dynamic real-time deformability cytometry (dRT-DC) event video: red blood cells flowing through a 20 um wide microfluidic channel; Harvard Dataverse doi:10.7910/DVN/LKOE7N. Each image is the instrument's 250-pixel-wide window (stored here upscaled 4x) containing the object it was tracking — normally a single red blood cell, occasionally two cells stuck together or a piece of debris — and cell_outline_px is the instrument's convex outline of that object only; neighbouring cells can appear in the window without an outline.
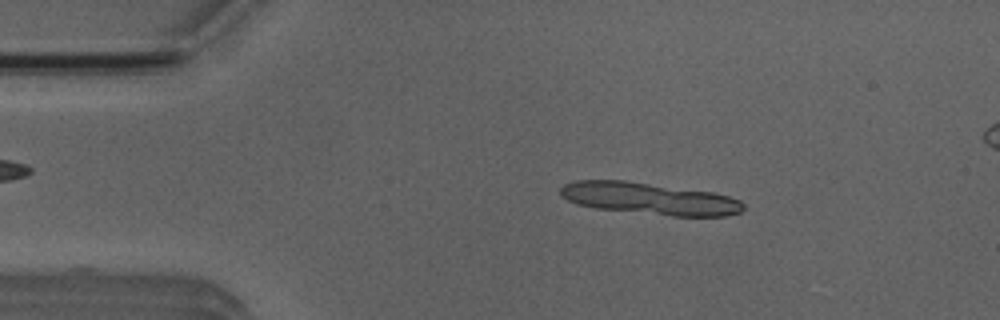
{"species": "Egyptian fruit bat (a non-hibernating species)", "species_latin": "Rousettus aegyptiacus", "temperature_condition": "room temperature", "stored_images_in_passage": 6, "camera_frame_rate_fps": 3000, "um_per_image_px": 0.085, "animal": {"sex": "male"}, "frame": {"image": 1, "passage_image": 2, "time_ms": 0.333, "image_size_px": [1000, 320], "cell_outline_px": [[744, 208], [740, 212], [724, 216], [672, 216], [596, 208], [576, 204], [560, 196], [560, 188], [564, 184], [576, 180], [624, 180], [712, 192], [728, 196], [740, 200], [744, 204]], "centroid_in_image_um": [55.18, 16.88], "position_along_channel_um": 29.8, "area_um2": 33.99}}